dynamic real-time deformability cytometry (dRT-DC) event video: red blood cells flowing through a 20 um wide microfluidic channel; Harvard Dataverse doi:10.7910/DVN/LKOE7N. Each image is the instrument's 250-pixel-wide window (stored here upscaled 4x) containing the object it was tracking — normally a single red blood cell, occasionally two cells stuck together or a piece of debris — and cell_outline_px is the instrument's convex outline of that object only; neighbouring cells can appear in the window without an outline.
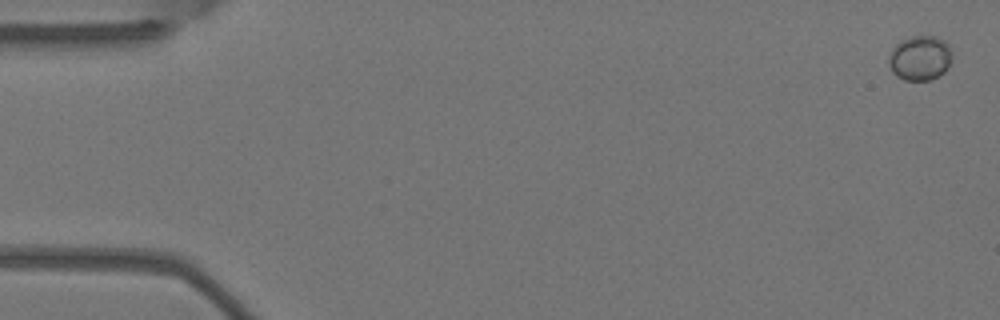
{"species": "Egyptian fruit bat (a non-hibernating species)", "species_latin": "Rousettus aegyptiacus", "temperature_condition": "warm", "stored_images_in_passage": 6, "camera_frame_rate_fps": 3000, "um_per_image_px": 0.085, "animal": {"sex": "female"}, "frame": {"image": 1, "passage_image": 1, "time_ms": 0.0, "image_size_px": [1000, 320], "cell_outline_px": [[952, 60], [948, 68], [940, 76], [932, 80], [904, 80], [896, 76], [892, 72], [888, 64], [888, 56], [892, 48], [900, 40], [912, 36], [936, 36], [944, 40], [948, 44], [952, 52]], "centroid_in_image_um": [78.2, 4.94], "position_along_channel_um": 6.8, "area_um2": 16.94}}
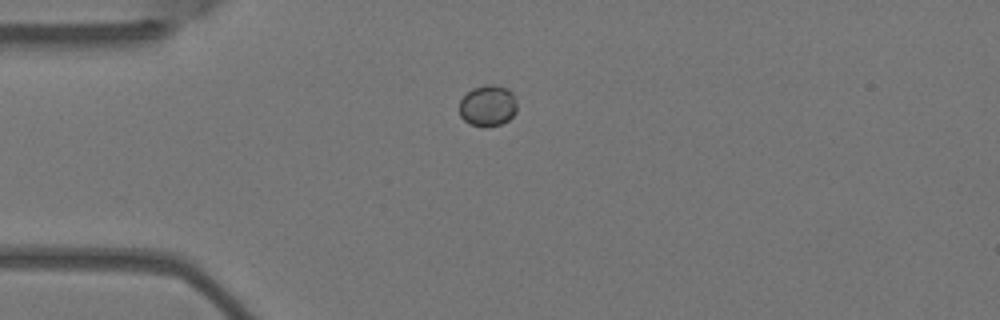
{"frame": {"image": 2, "passage_image": 4, "time_ms": 1.0, "image_size_px": [1000, 320], "cell_outline_px": [[516, 112], [508, 120], [500, 124], [488, 128], [484, 128], [468, 124], [460, 116], [460, 100], [472, 88], [484, 84], [492, 84], [508, 88], [512, 92], [516, 100]], "centroid_in_image_um": [41.46, 8.99], "position_along_channel_um": 43.5, "area_um2": 14.1}}
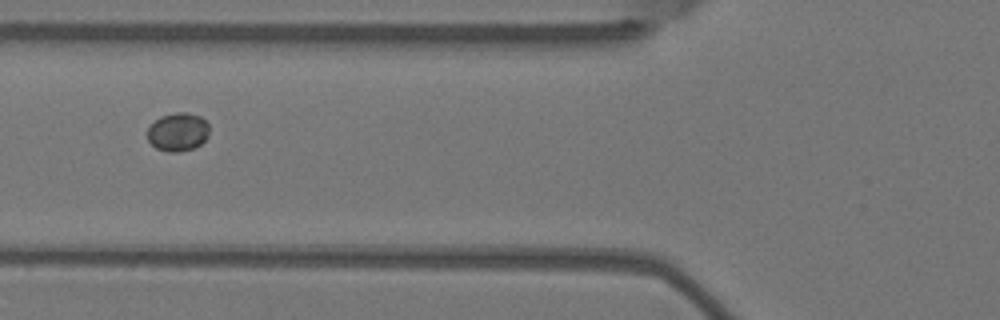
{"frame": {"image": 3, "passage_image": 6, "time_ms": 1.667, "image_size_px": [1000, 320], "cell_outline_px": [[208, 136], [200, 144], [192, 148], [180, 152], [168, 152], [156, 148], [148, 140], [148, 128], [160, 116], [176, 112], [188, 112], [200, 116], [208, 124]], "centroid_in_image_um": [15.12, 11.21], "position_along_channel_um": 110.7, "area_um2": 13.76}}